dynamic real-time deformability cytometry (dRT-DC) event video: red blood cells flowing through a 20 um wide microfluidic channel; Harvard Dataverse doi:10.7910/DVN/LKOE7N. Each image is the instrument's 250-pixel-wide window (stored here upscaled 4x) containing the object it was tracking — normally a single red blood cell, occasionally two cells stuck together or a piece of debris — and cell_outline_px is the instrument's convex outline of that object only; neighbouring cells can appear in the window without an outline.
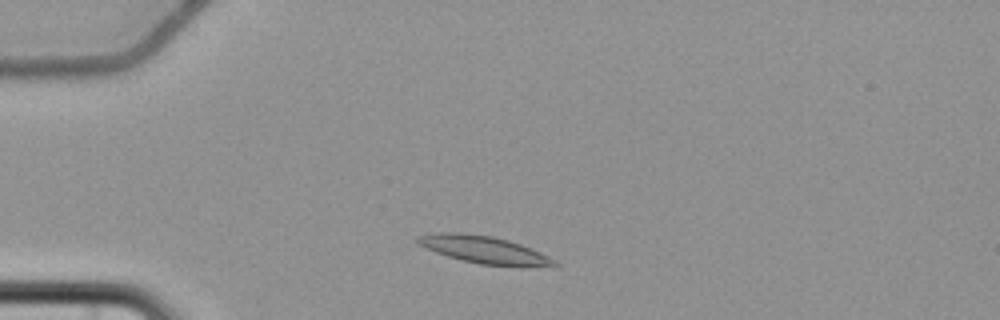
{"species": "common noctule bat (a hibernating species)", "species_latin": "Nyctalus noctula", "temperature_condition": "cold", "stored_images_in_passage": 8, "camera_frame_rate_fps": 3000, "um_per_image_px": 0.085, "animal": {"sex": "female", "body_mass_g": 22.7, "forearm_length_mm": 54.2}, "frame": {"image": 1, "passage_image": 2, "time_ms": 1.0, "image_size_px": [1000, 320], "cell_outline_px": [[560, 264], [480, 264], [460, 260], [436, 252], [420, 244], [416, 240], [416, 236], [440, 232], [460, 232], [492, 236], [508, 240], [520, 244], [540, 252], [548, 256]], "centroid_in_image_um": [41.0, 21.17], "position_along_channel_um": 44.0, "area_um2": 20.75}}
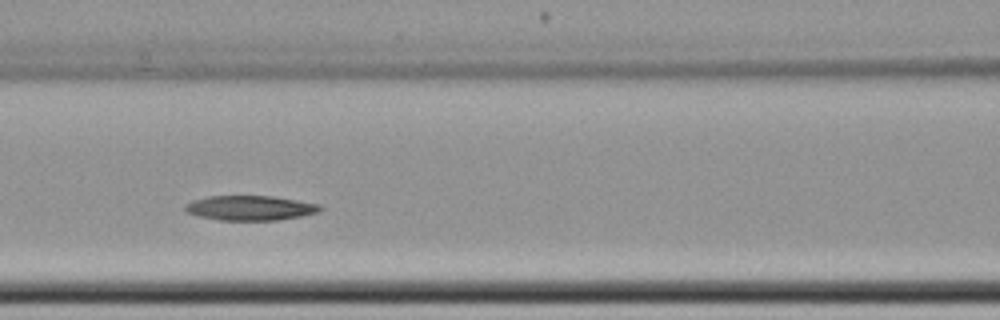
{"frame": {"image": 2, "passage_image": 5, "time_ms": 4.667, "image_size_px": [1000, 320], "cell_outline_px": [[324, 208], [316, 212], [300, 216], [276, 220], [220, 220], [200, 216], [188, 212], [184, 208], [184, 204], [192, 200], [208, 196], [272, 196], [320, 204]], "centroid_in_image_um": [21.25, 17.67], "position_along_channel_um": 145.4, "area_um2": 19.31}}
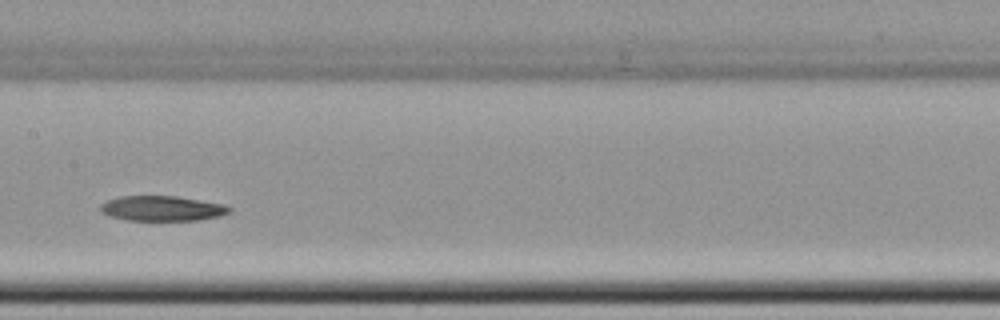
{"frame": {"image": 3, "passage_image": 6, "time_ms": 6.0, "image_size_px": [1000, 320], "cell_outline_px": [[232, 208], [228, 212], [220, 216], [196, 220], [124, 220], [108, 216], [100, 212], [100, 204], [108, 200], [120, 196], [176, 196], [224, 204]], "centroid_in_image_um": [13.73, 17.71], "position_along_channel_um": 193.7, "area_um2": 18.84}}